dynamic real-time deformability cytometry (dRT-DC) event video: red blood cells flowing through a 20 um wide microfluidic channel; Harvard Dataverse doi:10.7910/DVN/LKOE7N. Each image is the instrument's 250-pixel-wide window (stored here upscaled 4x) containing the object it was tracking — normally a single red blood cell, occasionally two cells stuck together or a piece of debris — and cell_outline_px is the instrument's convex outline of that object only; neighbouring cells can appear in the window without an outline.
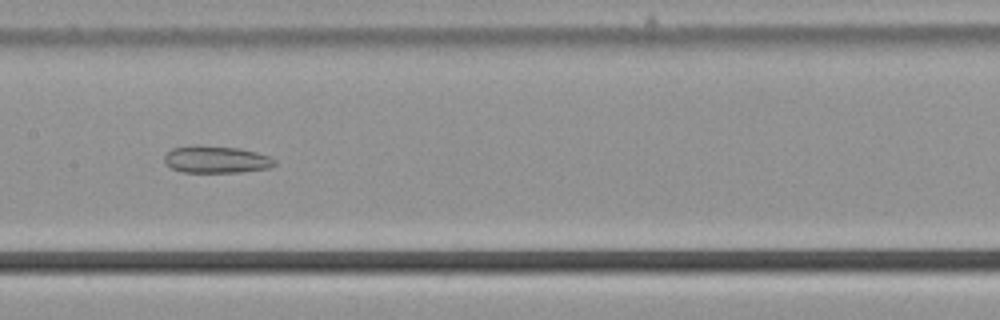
{"species": "common noctule bat (a hibernating species)", "species_latin": "Nyctalus noctula", "temperature_condition": "cold", "stored_images_in_passage": 51, "camera_frame_rate_fps": 3000, "um_per_image_px": 0.085, "animal": {"sex": "male", "body_mass_g": 21.5, "forearm_length_mm": 52.0}, "frame": {"image": 1, "passage_image": 23, "time_ms": 7.333, "image_size_px": [1000, 320], "cell_outline_px": [[276, 164], [268, 168], [240, 172], [180, 172], [172, 168], [164, 160], [164, 156], [172, 148], [200, 144], [240, 148], [256, 152], [268, 156], [276, 160]], "centroid_in_image_um": [18.37, 13.54], "position_along_channel_um": 189.0, "area_um2": 17.51}}
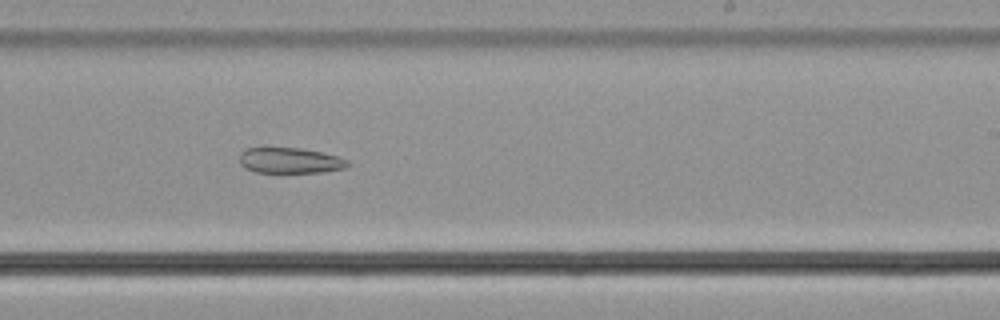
{"frame": {"image": 2, "passage_image": 29, "time_ms": 9.333, "image_size_px": [1000, 320], "cell_outline_px": [[348, 168], [324, 172], [256, 172], [244, 168], [240, 164], [240, 156], [248, 148], [264, 144], [300, 148], [320, 152], [336, 156], [348, 160]], "centroid_in_image_um": [24.6, 13.6], "position_along_channel_um": 264.4, "area_um2": 16.7}}
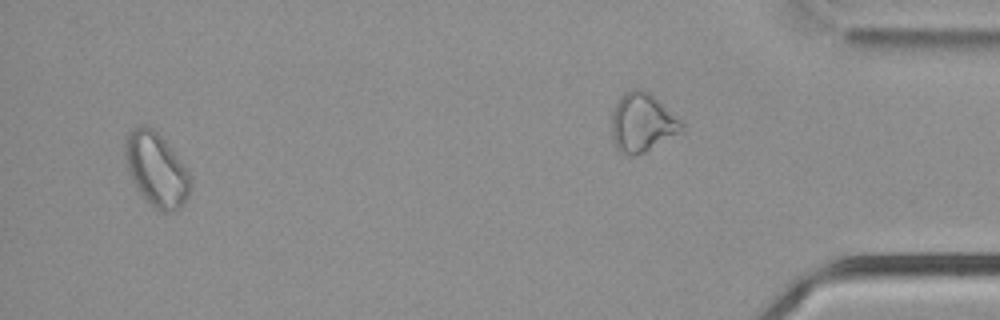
{"frame": {"image": 3, "passage_image": 48, "time_ms": 15.667, "image_size_px": [1000, 320], "cell_outline_px": [[192, 184], [188, 196], [180, 208], [168, 212], [156, 212], [144, 200], [132, 180], [128, 172], [124, 152], [124, 144], [128, 132], [144, 124], [152, 128], [164, 140], [188, 172]], "centroid_in_image_um": [13.26, 14.46], "position_along_channel_um": 421.9, "area_um2": 27.98}}